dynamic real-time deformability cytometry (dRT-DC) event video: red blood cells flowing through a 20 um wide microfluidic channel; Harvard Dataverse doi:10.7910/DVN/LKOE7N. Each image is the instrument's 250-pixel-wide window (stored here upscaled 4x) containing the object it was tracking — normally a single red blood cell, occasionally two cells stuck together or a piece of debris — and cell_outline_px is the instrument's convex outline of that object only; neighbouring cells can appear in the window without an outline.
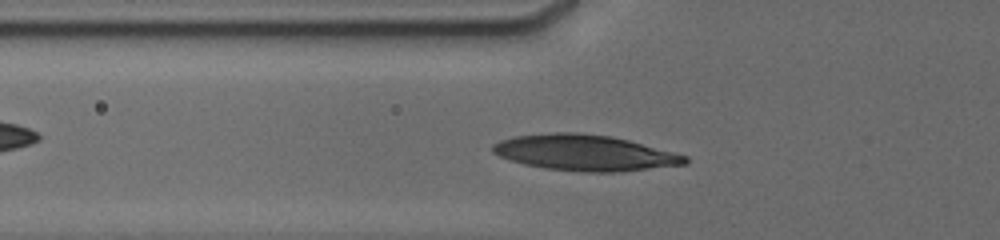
{"species": "human", "species_latin": "Homo sapiens", "temperature_condition": "cold", "stored_images_in_passage": 19, "camera_frame_rate_fps": 3000, "um_per_image_px": 0.085, "donor": {"sex": "male"}, "frame": {"image": 1, "passage_image": 4, "time_ms": 0.333, "image_size_px": [1000, 240], "cell_outline_px": [[688, 164], [620, 172], [580, 172], [544, 168], [524, 164], [508, 160], [492, 152], [492, 144], [500, 140], [512, 136], [556, 132], [576, 132], [608, 136], [628, 140], [688, 156]], "centroid_in_image_um": [49.68, 12.99], "position_along_channel_um": 76.1, "area_um2": 40.29}}
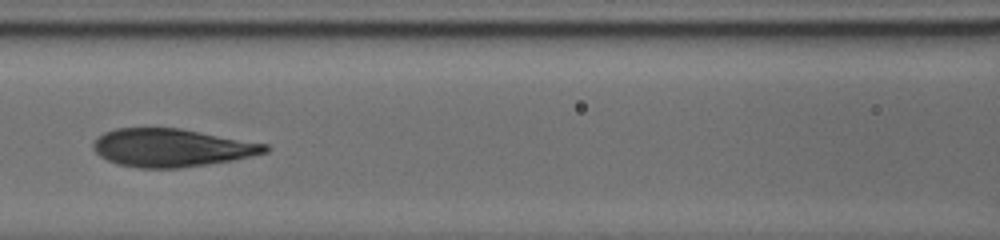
{"frame": {"image": 2, "passage_image": 12, "time_ms": 2.333, "image_size_px": [1000, 240], "cell_outline_px": [[272, 148], [268, 152], [232, 160], [176, 168], [140, 168], [116, 164], [100, 156], [92, 148], [92, 144], [104, 132], [116, 128], [180, 128], [268, 144]], "centroid_in_image_um": [14.59, 12.55], "position_along_channel_um": 152.0, "area_um2": 37.92}}
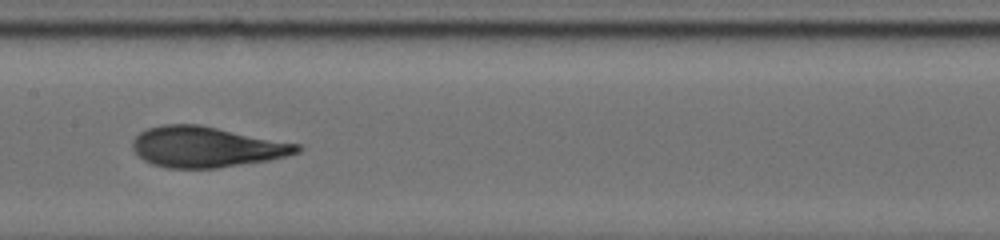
{"frame": {"image": 3, "passage_image": 18, "time_ms": 3.333, "image_size_px": [1000, 240], "cell_outline_px": [[300, 152], [268, 160], [216, 168], [168, 168], [152, 164], [144, 160], [132, 148], [132, 140], [140, 132], [148, 128], [164, 124], [200, 124], [300, 144]], "centroid_in_image_um": [17.52, 12.48], "position_along_channel_um": 189.9, "area_um2": 38.84}}